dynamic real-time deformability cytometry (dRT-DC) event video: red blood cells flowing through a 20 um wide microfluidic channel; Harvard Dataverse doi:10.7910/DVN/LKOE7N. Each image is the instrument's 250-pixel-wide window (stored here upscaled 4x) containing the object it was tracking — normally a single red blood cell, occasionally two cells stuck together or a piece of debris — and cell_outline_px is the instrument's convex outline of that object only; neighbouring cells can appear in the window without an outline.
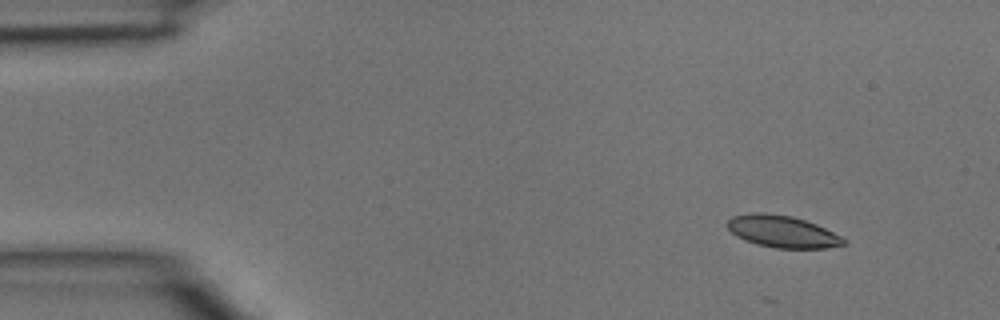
{"species": "common noctule bat (a hibernating species)", "species_latin": "Nyctalus noctula", "temperature_condition": "room temperature", "stored_images_in_passage": 3, "camera_frame_rate_fps": 3000, "um_per_image_px": 0.085, "animal": {"sex": "male", "body_mass_g": 15.6}, "frame": {"image": 1, "passage_image": 1, "time_ms": 0.0, "image_size_px": [1000, 320], "cell_outline_px": [[848, 244], [824, 248], [776, 248], [756, 244], [744, 240], [736, 236], [724, 224], [732, 216], [756, 212], [764, 212], [792, 216], [816, 224], [848, 240]], "centroid_in_image_um": [66.48, 19.68], "position_along_channel_um": 18.5, "area_um2": 21.73}}